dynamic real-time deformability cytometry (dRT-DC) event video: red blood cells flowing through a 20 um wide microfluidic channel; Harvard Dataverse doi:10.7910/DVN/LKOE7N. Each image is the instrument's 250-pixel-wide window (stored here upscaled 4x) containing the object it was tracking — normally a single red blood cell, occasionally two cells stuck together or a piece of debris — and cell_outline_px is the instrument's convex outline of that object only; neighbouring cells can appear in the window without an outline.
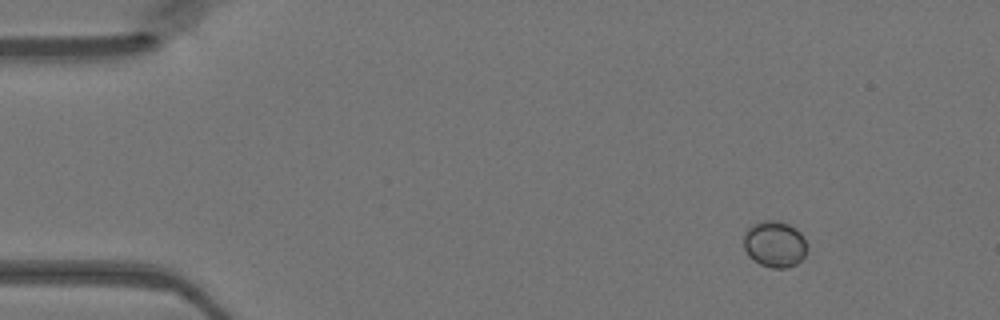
{"species": "Egyptian fruit bat (a non-hibernating species)", "species_latin": "Rousettus aegyptiacus", "temperature_condition": "warm", "stored_images_in_passage": 43, "camera_frame_rate_fps": 3000, "um_per_image_px": 0.085, "animal": {"sex": "female"}, "frame": {"image": 1, "passage_image": 1, "time_ms": 0.0, "image_size_px": [1000, 320], "cell_outline_px": [[808, 248], [804, 256], [796, 264], [788, 268], [772, 268], [760, 264], [752, 260], [748, 256], [744, 248], [744, 232], [752, 224], [764, 220], [780, 220], [796, 228], [804, 236]], "centroid_in_image_um": [65.85, 20.74], "position_along_channel_um": 19.2, "area_um2": 17.46}}
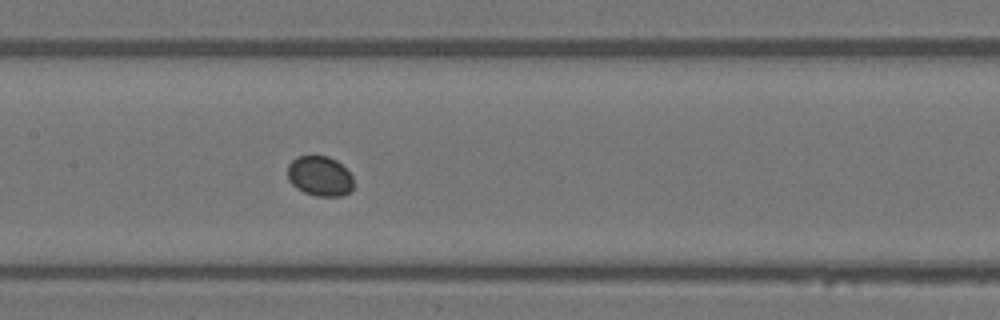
{"frame": {"image": 2, "passage_image": 19, "time_ms": 6.0, "image_size_px": [1000, 320], "cell_outline_px": [[352, 188], [348, 192], [340, 196], [316, 196], [304, 192], [296, 188], [288, 180], [288, 164], [296, 156], [328, 156], [336, 160], [352, 176]], "centroid_in_image_um": [27.15, 14.96], "position_along_channel_um": 180.3, "area_um2": 15.26}}
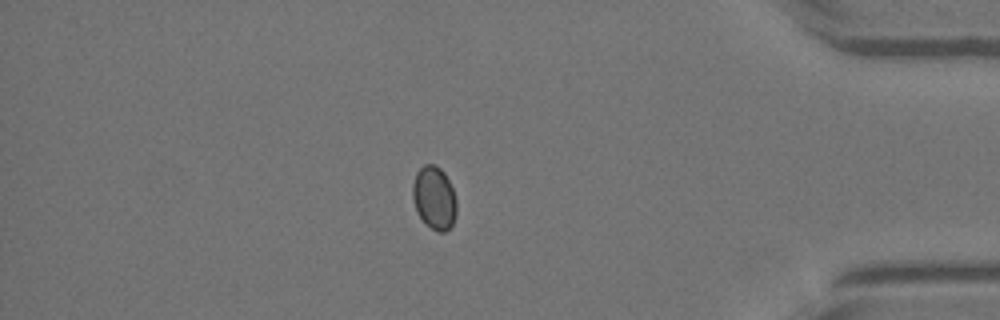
{"frame": {"image": 3, "passage_image": 37, "time_ms": 12.0, "image_size_px": [1000, 320], "cell_outline_px": [[456, 216], [452, 224], [444, 232], [436, 232], [416, 212], [412, 196], [412, 184], [416, 172], [424, 164], [436, 164], [444, 172], [452, 188], [456, 200]], "centroid_in_image_um": [36.9, 16.79], "position_along_channel_um": 398.3, "area_um2": 16.13}}